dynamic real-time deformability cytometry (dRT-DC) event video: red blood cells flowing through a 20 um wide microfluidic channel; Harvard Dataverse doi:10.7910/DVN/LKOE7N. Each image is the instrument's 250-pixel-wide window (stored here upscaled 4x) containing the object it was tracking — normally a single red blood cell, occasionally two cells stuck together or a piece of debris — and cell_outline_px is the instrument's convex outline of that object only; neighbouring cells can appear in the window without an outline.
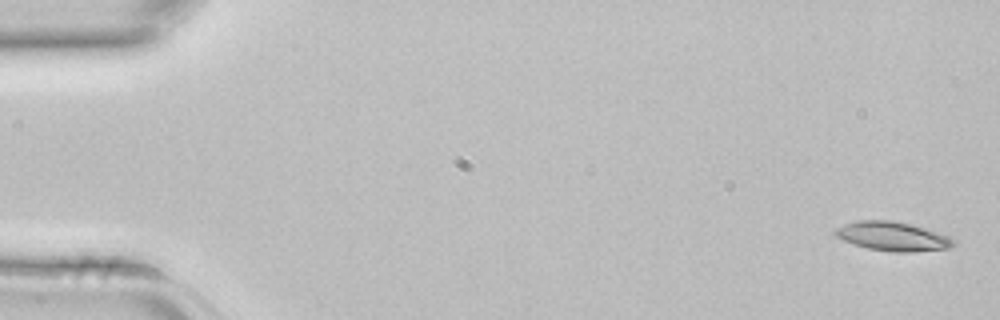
{"species": "common noctule bat (a hibernating species)", "species_latin": "Nyctalus noctula", "temperature_condition": "room temperature", "stored_images_in_passage": 5, "camera_frame_rate_fps": 3000, "um_per_image_px": 0.085, "animal": {"sex": "female", "body_mass_g": 22.7, "forearm_length_mm": 54.2}, "frame": {"image": 1, "passage_image": 1, "time_ms": 0.0, "image_size_px": [1000, 320], "cell_outline_px": [[956, 244], [952, 248], [916, 252], [892, 252], [868, 248], [844, 240], [836, 236], [836, 228], [844, 224], [860, 220], [892, 220], [912, 224], [948, 236], [956, 240]], "centroid_in_image_um": [75.94, 20.09], "position_along_channel_um": 9.1, "area_um2": 20.0}}